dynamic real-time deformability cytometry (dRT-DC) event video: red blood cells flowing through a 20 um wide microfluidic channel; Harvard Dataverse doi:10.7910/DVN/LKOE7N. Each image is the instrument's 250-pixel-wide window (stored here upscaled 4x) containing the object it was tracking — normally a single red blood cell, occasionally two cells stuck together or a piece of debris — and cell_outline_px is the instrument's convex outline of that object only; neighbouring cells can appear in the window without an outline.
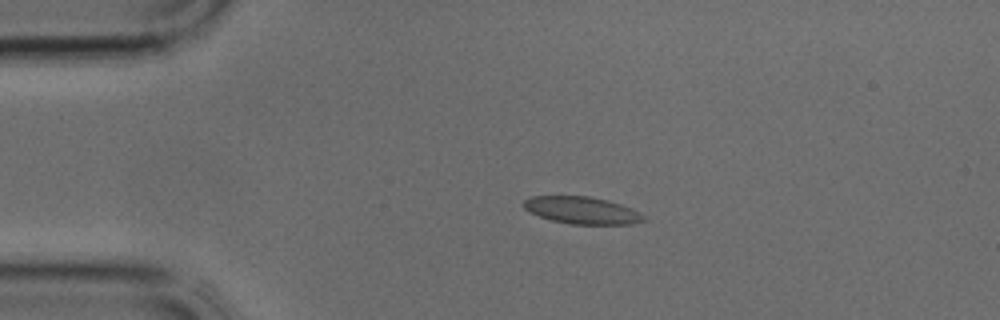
{"species": "common noctule bat (a hibernating species)", "species_latin": "Nyctalus noctula", "temperature_condition": "cold", "stored_images_in_passage": 32, "camera_frame_rate_fps": 3000, "um_per_image_px": 0.085, "animal": {"sex": "male", "body_mass_g": 17.9, "forearm_length_mm": 54.2}, "frame": {"image": 1, "passage_image": 1, "time_ms": 0.0, "image_size_px": [1000, 320], "cell_outline_px": [[648, 220], [632, 224], [568, 224], [552, 220], [528, 212], [524, 208], [524, 200], [532, 196], [588, 196], [608, 200], [632, 208], [644, 216]], "centroid_in_image_um": [49.48, 17.88], "position_along_channel_um": 35.5, "area_um2": 19.02}}
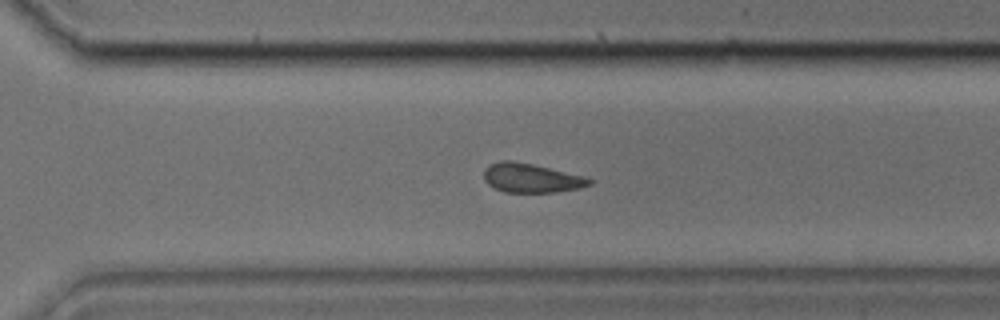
{"frame": {"image": 2, "passage_image": 20, "time_ms": 6.333, "image_size_px": [1000, 320], "cell_outline_px": [[592, 184], [580, 188], [556, 192], [504, 192], [488, 184], [484, 180], [484, 168], [488, 164], [500, 160], [512, 160], [532, 164], [584, 176], [592, 180]], "centroid_in_image_um": [45.12, 15.12], "position_along_channel_um": 325.5, "area_um2": 17.92}}
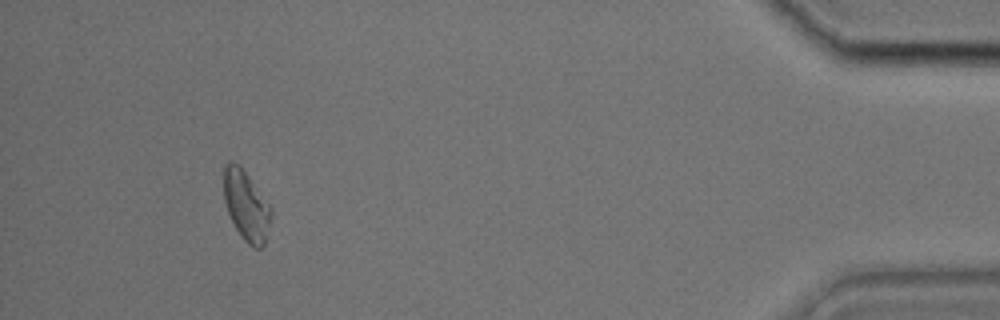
{"frame": {"image": 3, "passage_image": 29, "time_ms": 9.333, "image_size_px": [1000, 320], "cell_outline_px": [[272, 212], [264, 244], [260, 248], [252, 248], [244, 240], [236, 228], [228, 212], [224, 200], [224, 164], [228, 160], [232, 160], [240, 164], [272, 208]], "centroid_in_image_um": [20.92, 17.43], "position_along_channel_um": 414.3, "area_um2": 19.25}}